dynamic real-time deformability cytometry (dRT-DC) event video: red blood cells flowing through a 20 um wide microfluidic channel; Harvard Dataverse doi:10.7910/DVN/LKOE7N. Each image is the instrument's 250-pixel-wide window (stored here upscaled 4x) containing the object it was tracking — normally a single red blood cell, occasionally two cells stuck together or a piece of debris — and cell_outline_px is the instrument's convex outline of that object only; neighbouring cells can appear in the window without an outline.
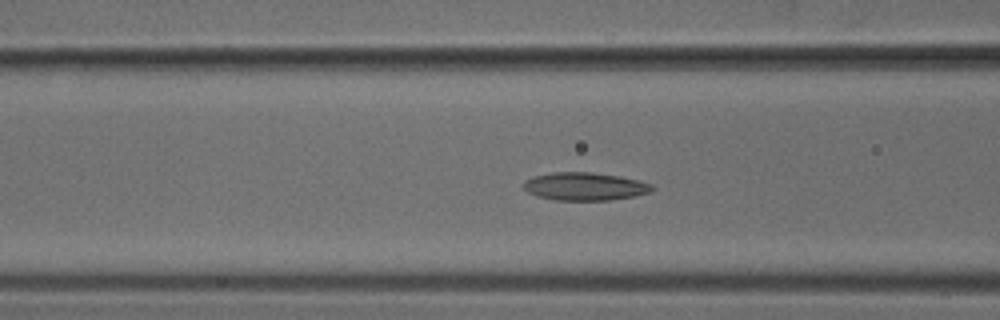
{"species": "common noctule bat (a hibernating species)", "species_latin": "Nyctalus noctula", "temperature_condition": "cold", "stored_images_in_passage": 54, "camera_frame_rate_fps": 3000, "um_per_image_px": 0.085, "animal": {"sex": "male", "body_mass_g": 18.8}, "frame": {"image": 1, "passage_image": 21, "time_ms": 6.667, "image_size_px": [1000, 320], "cell_outline_px": [[652, 188], [648, 192], [636, 196], [612, 200], [552, 200], [536, 196], [528, 192], [524, 188], [524, 180], [536, 176], [552, 172], [592, 172], [620, 176], [652, 184]], "centroid_in_image_um": [49.68, 15.85], "position_along_channel_um": 116.9, "area_um2": 20.87}}
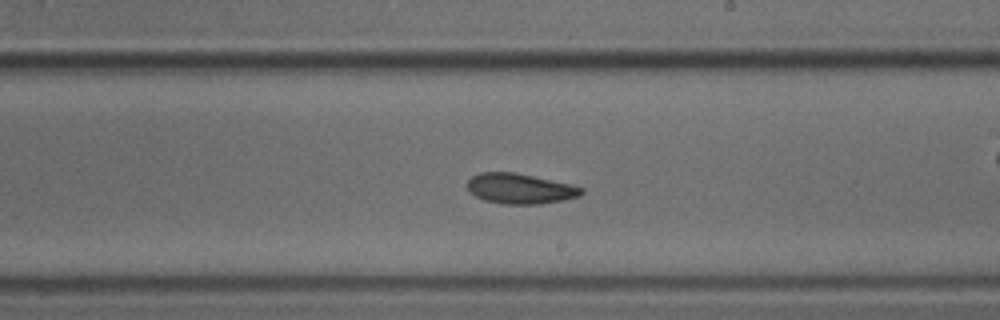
{"frame": {"image": 2, "passage_image": 31, "time_ms": 10.0, "image_size_px": [1000, 320], "cell_outline_px": [[584, 192], [580, 196], [564, 200], [540, 204], [504, 204], [484, 200], [468, 192], [468, 180], [472, 176], [480, 172], [512, 172], [572, 184], [584, 188]], "centroid_in_image_um": [44.22, 16.04], "position_along_channel_um": 244.8, "area_um2": 20.17}}
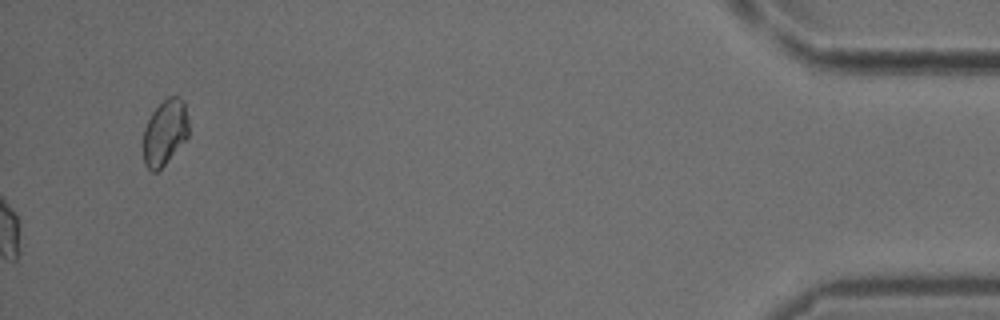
{"frame": {"image": 3, "passage_image": 54, "time_ms": 17.667, "image_size_px": [1000, 320], "cell_outline_px": [[188, 136], [164, 164], [156, 172], [152, 172], [144, 164], [144, 128], [152, 112], [168, 96], [180, 96], [184, 100], [188, 120]], "centroid_in_image_um": [14.02, 11.22], "position_along_channel_um": 421.2, "area_um2": 17.11}}